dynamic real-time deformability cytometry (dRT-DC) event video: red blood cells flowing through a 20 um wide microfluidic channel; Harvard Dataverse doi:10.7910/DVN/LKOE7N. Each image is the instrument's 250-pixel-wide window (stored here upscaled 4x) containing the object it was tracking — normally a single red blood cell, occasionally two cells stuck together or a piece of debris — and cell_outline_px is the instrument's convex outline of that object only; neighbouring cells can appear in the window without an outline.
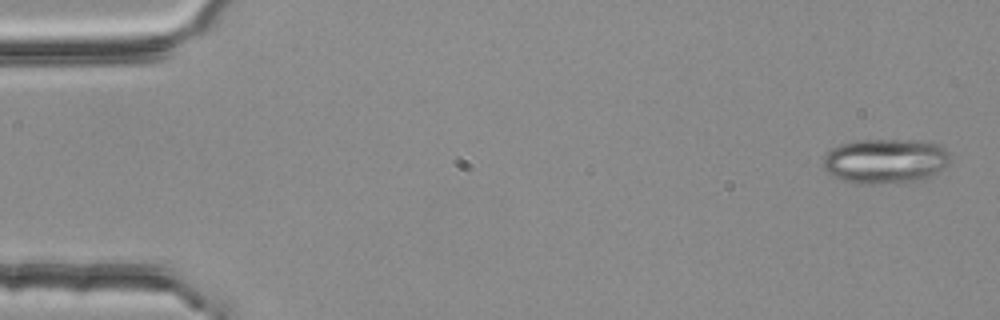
{"species": "common noctule bat (a hibernating species)", "species_latin": "Nyctalus noctula", "temperature_condition": "room temperature", "stored_images_in_passage": 3, "camera_frame_rate_fps": 3000, "um_per_image_px": 0.085, "animal": {"sex": "female", "body_mass_g": 25.1}, "frame": {"image": 1, "passage_image": 1, "time_ms": 0.0, "image_size_px": [1000, 320], "cell_outline_px": [[948, 164], [944, 168], [932, 176], [924, 180], [904, 184], [856, 184], [844, 180], [828, 172], [824, 168], [824, 156], [836, 144], [856, 140], [924, 140], [940, 144], [948, 152]], "centroid_in_image_um": [75.29, 13.7], "position_along_channel_um": 9.7, "area_um2": 33.87}}